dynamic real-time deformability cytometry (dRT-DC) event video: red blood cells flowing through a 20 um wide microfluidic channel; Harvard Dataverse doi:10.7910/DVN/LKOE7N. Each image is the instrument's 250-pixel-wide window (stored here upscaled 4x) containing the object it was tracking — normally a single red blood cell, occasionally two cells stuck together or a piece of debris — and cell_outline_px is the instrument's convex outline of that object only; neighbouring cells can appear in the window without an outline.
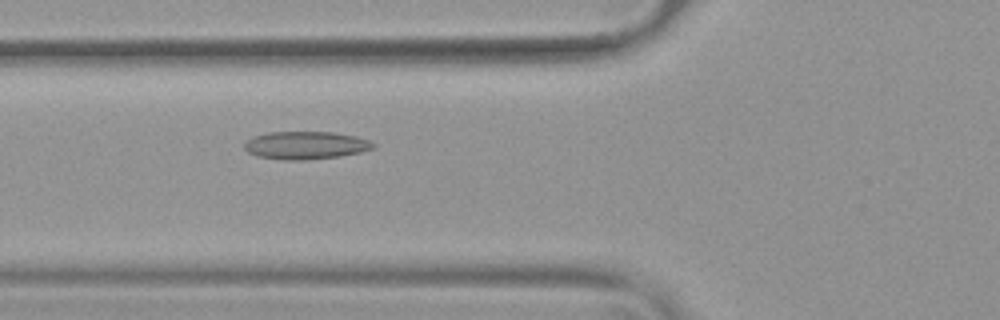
{"species": "common noctule bat (a hibernating species)", "species_latin": "Nyctalus noctula", "temperature_condition": "warm", "stored_images_in_passage": 54, "camera_frame_rate_fps": 3000, "um_per_image_px": 0.085, "animal": {"sex": "female", "body_mass_g": 19.9}, "frame": {"image": 1, "passage_image": 21, "time_ms": 6.667, "image_size_px": [1000, 320], "cell_outline_px": [[376, 148], [360, 152], [340, 156], [308, 160], [284, 160], [256, 156], [248, 152], [244, 148], [244, 144], [252, 136], [268, 132], [332, 132], [356, 136], [368, 140], [376, 144]], "centroid_in_image_um": [25.98, 12.35], "position_along_channel_um": 99.8, "area_um2": 21.04}}
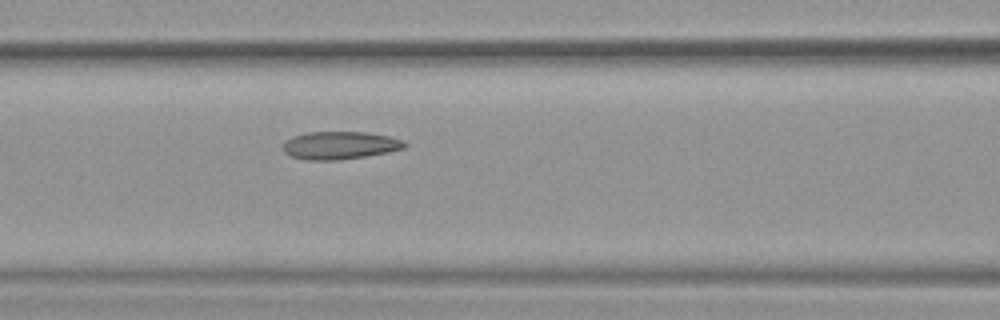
{"frame": {"image": 2, "passage_image": 24, "time_ms": 7.667, "image_size_px": [1000, 320], "cell_outline_px": [[408, 144], [404, 148], [388, 152], [340, 160], [304, 160], [288, 156], [284, 152], [284, 140], [292, 136], [308, 132], [364, 132], [388, 136], [404, 140]], "centroid_in_image_um": [28.86, 12.36], "position_along_channel_um": 137.7, "area_um2": 19.83}}
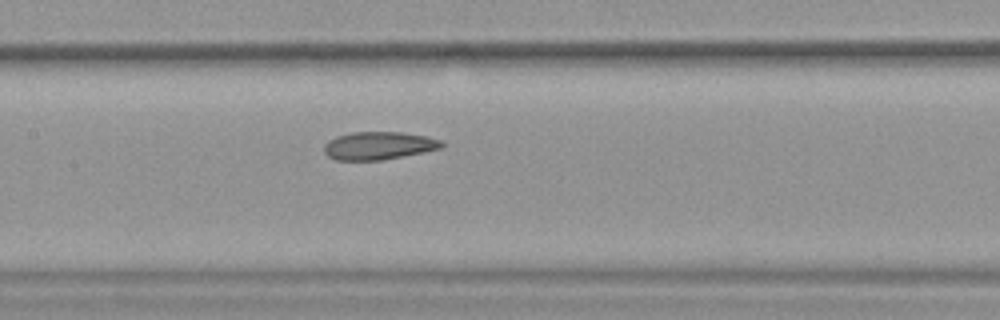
{"frame": {"image": 3, "passage_image": 27, "time_ms": 8.667, "image_size_px": [1000, 320], "cell_outline_px": [[444, 148], [380, 160], [336, 160], [328, 156], [324, 152], [324, 144], [328, 140], [336, 136], [352, 132], [400, 132], [428, 136], [440, 140], [444, 144]], "centroid_in_image_um": [32.18, 12.37], "position_along_channel_um": 175.2, "area_um2": 19.13}, "authors_computed_cell_mechanics": {"area_um2": 21.2704, "velocity_mm_per_s": 3.7604, "shape_relaxation_time_tau1_ms": 10.9684, "shape_relaxation_time_tau2_ms": 2.264, "deformation_change_tau1": 0.1747, "deformation_change_tau2": 0.0989}}